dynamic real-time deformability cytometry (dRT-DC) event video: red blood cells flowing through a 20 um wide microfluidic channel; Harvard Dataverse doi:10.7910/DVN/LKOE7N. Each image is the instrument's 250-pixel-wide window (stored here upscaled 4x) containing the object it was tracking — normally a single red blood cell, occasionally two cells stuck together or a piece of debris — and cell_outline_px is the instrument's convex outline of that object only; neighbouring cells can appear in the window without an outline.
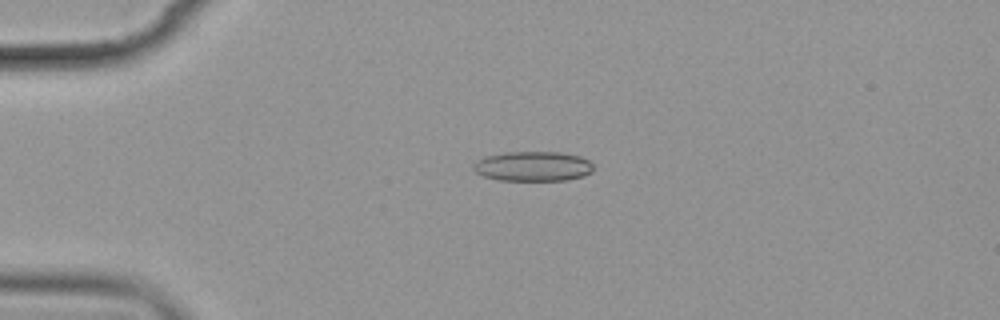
{"species": "common noctule bat (a hibernating species)", "species_latin": "Nyctalus noctula", "temperature_condition": "cold", "stored_images_in_passage": 5, "camera_frame_rate_fps": 3000, "um_per_image_px": 0.085, "animal": {"sex": "female", "body_mass_g": 19.9}, "frame": {"image": 1, "passage_image": 4, "time_ms": 4.333, "image_size_px": [1000, 320], "cell_outline_px": [[596, 168], [592, 172], [584, 176], [568, 180], [500, 180], [484, 176], [476, 172], [472, 168], [472, 164], [484, 156], [504, 152], [560, 152], [580, 156], [588, 160]], "centroid_in_image_um": [45.32, 14.13], "position_along_channel_um": 39.7, "area_um2": 21.04}}